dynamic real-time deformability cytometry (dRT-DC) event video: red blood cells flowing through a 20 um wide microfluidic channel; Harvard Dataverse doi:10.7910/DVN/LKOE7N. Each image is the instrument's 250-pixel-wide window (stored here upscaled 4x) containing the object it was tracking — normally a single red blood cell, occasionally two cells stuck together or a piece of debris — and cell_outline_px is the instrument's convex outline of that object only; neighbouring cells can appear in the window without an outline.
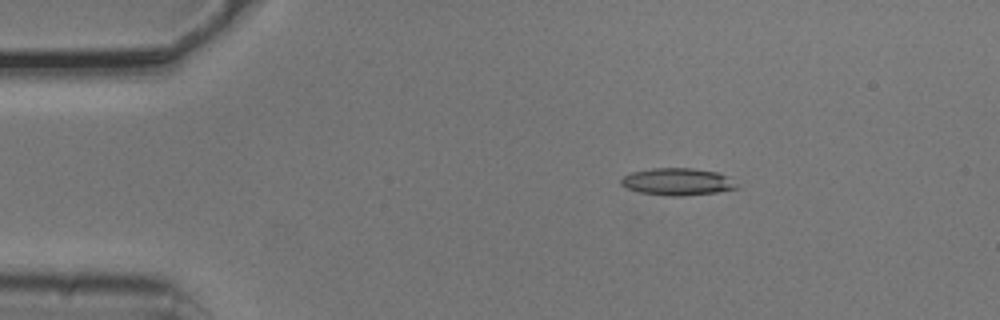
{"species": "common noctule bat (a hibernating species)", "species_latin": "Nyctalus noctula", "temperature_condition": "cold", "stored_images_in_passage": 5, "camera_frame_rate_fps": 3000, "um_per_image_px": 0.085, "animal": {"sex": "male", "body_mass_g": 20.5, "forearm_length_mm": 52.5}, "frame": {"image": 1, "passage_image": 3, "time_ms": 0.667, "image_size_px": [1000, 320], "cell_outline_px": [[736, 188], [716, 192], [680, 196], [668, 196], [640, 192], [628, 188], [620, 184], [620, 180], [624, 176], [632, 172], [652, 168], [692, 168], [720, 172], [728, 176], [736, 184]], "centroid_in_image_um": [57.57, 15.43], "position_along_channel_um": 27.4, "area_um2": 18.21}}
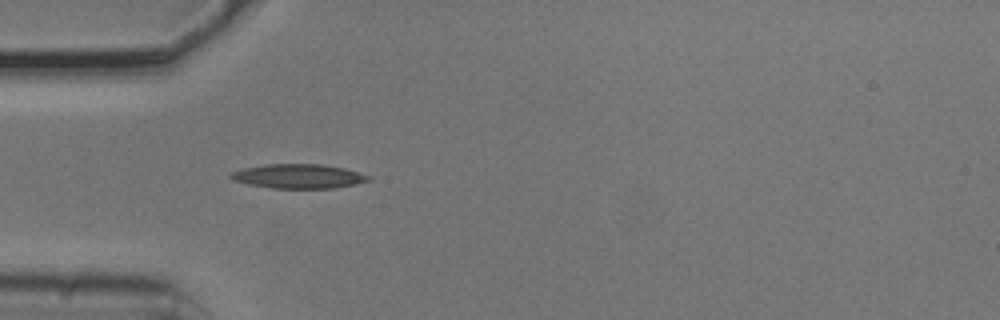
{"frame": {"image": 2, "passage_image": 5, "time_ms": 1.333, "image_size_px": [1000, 320], "cell_outline_px": [[372, 180], [332, 188], [272, 188], [248, 184], [232, 180], [228, 176], [232, 172], [244, 168], [264, 164], [324, 164], [344, 168], [372, 176]], "centroid_in_image_um": [25.36, 14.97], "position_along_channel_um": 59.6, "area_um2": 19.48}}